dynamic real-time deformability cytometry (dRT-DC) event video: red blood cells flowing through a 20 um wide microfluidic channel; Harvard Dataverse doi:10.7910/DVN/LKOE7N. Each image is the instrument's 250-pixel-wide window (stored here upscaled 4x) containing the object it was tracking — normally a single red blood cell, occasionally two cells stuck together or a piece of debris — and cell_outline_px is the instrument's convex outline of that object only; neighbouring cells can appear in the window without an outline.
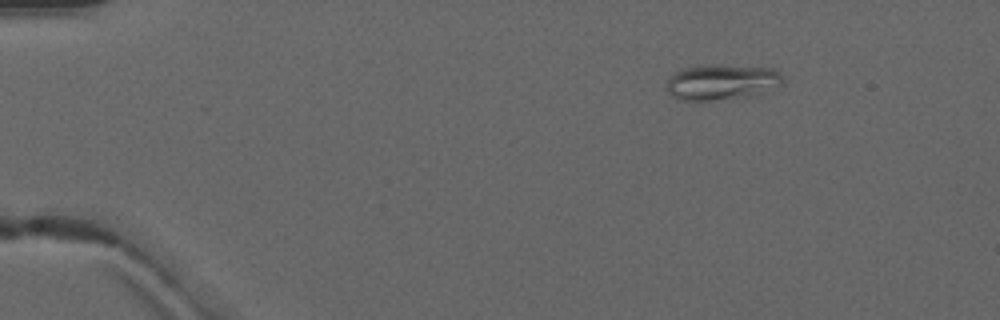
{"species": "common noctule bat (a hibernating species)", "species_latin": "Nyctalus noctula", "temperature_condition": "warm", "stored_images_in_passage": 4, "camera_frame_rate_fps": 3000, "um_per_image_px": 0.085, "animal": {"sex": "male", "forearm_length_mm": 52.5}, "frame": {"image": 1, "passage_image": 1, "time_ms": 0.0, "image_size_px": [1000, 320], "cell_outline_px": [[784, 84], [760, 96], [708, 100], [684, 100], [672, 96], [668, 92], [668, 76], [684, 68], [712, 64], [776, 68], [784, 76]], "centroid_in_image_um": [61.47, 6.98], "position_along_channel_um": 23.5, "area_um2": 24.62}}